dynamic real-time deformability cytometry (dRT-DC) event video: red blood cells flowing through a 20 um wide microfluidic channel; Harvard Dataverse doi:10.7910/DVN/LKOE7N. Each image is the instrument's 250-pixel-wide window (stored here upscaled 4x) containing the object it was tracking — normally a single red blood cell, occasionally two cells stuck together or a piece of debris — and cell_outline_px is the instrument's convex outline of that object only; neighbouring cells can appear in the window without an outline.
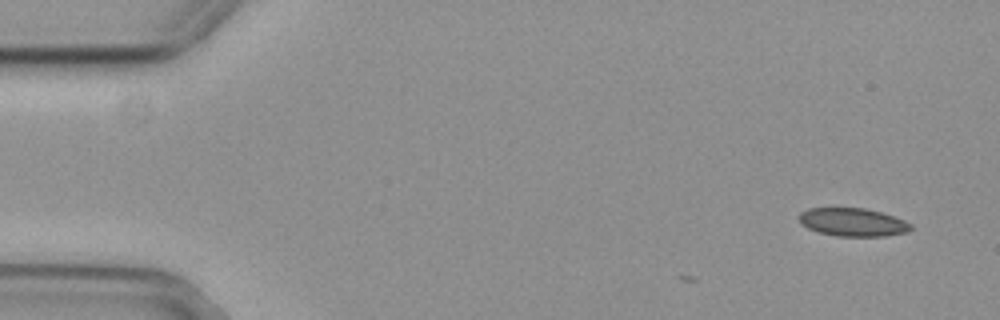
{"species": "common noctule bat (a hibernating species)", "species_latin": "Nyctalus noctula", "temperature_condition": "cold", "stored_images_in_passage": 8, "camera_frame_rate_fps": 3000, "um_per_image_px": 0.085, "animal": {"sex": "female", "body_mass_g": 29.2, "forearm_length_mm": 56.3}, "frame": {"image": 1, "passage_image": 1, "time_ms": 0.0, "image_size_px": [1000, 320], "cell_outline_px": [[912, 228], [908, 232], [884, 236], [836, 236], [820, 232], [808, 228], [800, 224], [796, 216], [800, 212], [808, 208], [864, 208], [880, 212], [904, 220], [912, 224]], "centroid_in_image_um": [72.45, 18.88], "position_along_channel_um": 12.6, "area_um2": 18.44}}